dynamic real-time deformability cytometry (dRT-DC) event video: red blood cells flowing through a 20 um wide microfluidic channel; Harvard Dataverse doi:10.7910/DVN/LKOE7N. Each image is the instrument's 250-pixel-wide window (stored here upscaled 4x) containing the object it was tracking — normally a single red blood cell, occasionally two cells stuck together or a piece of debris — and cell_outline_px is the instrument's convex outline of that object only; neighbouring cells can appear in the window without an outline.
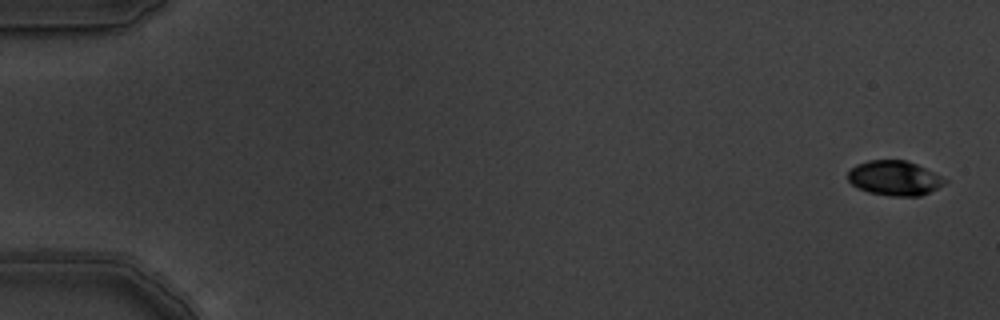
{"species": "common noctule bat (a hibernating species)", "species_latin": "Nyctalus noctula", "temperature_condition": "warm", "stored_images_in_passage": 7, "camera_frame_rate_fps": 3000, "um_per_image_px": 0.085, "animal": {"sex": "male", "body_mass_g": 19.5, "forearm_length_mm": 54.6}, "frame": {"image": 1, "passage_image": 1, "time_ms": 0.0, "image_size_px": [1000, 320], "cell_outline_px": [[948, 180], [944, 184], [920, 196], [892, 196], [868, 192], [852, 184], [848, 180], [848, 172], [856, 164], [868, 160], [904, 160], [916, 164]], "centroid_in_image_um": [76.0, 15.13], "position_along_channel_um": 9.0, "area_um2": 19.31}}
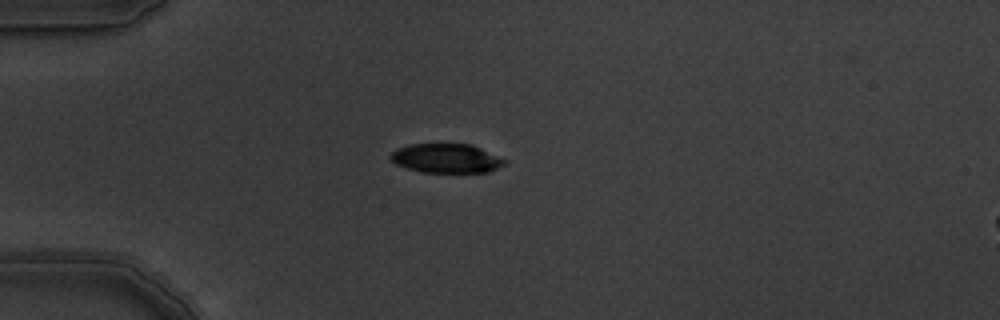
{"frame": {"image": 2, "passage_image": 5, "time_ms": 1.333, "image_size_px": [1000, 320], "cell_outline_px": [[508, 160], [504, 164], [488, 172], [424, 172], [408, 168], [396, 164], [388, 156], [396, 148], [408, 144], [472, 144]], "centroid_in_image_um": [37.93, 13.44], "position_along_channel_um": 47.1, "area_um2": 19.36}}
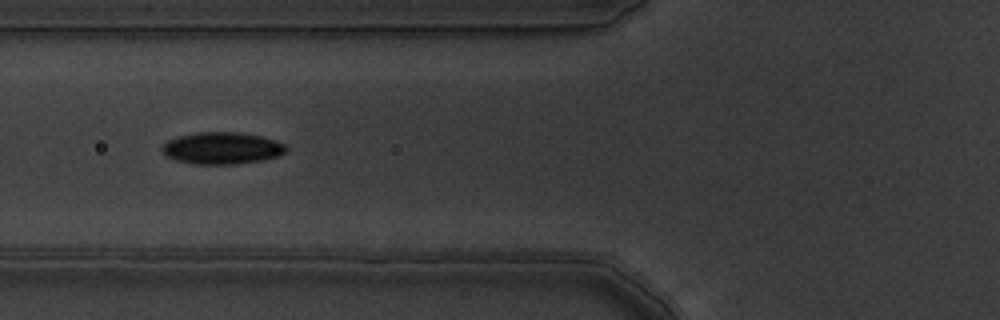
{"frame": {"image": 3, "passage_image": 7, "time_ms": 2.0, "image_size_px": [1000, 320], "cell_outline_px": [[288, 148], [284, 152], [276, 156], [260, 160], [236, 164], [196, 164], [176, 160], [164, 156], [160, 148], [168, 140], [180, 136], [196, 132], [240, 132], [260, 136], [276, 140], [284, 144]], "centroid_in_image_um": [18.83, 12.59], "position_along_channel_um": 107.0, "area_um2": 23.0}}